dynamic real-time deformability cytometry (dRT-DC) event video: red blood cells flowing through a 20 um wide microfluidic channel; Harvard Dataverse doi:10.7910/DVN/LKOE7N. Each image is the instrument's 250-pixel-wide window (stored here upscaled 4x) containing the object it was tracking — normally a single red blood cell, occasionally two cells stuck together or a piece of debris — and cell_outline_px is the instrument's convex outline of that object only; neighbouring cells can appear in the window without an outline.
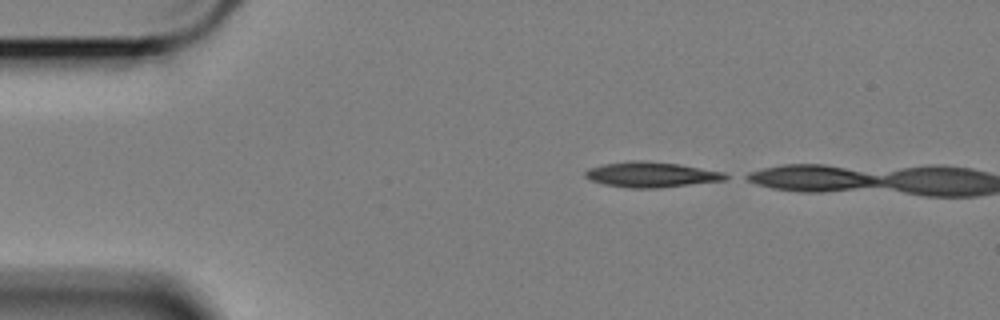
{"species": "Egyptian fruit bat (a non-hibernating species)", "species_latin": "Rousettus aegyptiacus", "temperature_condition": "cold", "stored_images_in_passage": 5, "camera_frame_rate_fps": 3000, "um_per_image_px": 0.085, "animal": {"sex": "female"}, "frame": {"image": 1, "passage_image": 1, "time_ms": 0.0, "image_size_px": [1000, 320], "cell_outline_px": [[732, 176], [724, 180], [660, 188], [628, 188], [604, 184], [592, 180], [584, 176], [584, 172], [588, 168], [604, 164], [628, 160], [640, 160], [680, 164], [724, 172]], "centroid_in_image_um": [55.37, 14.83], "position_along_channel_um": 29.6, "area_um2": 20.81}}